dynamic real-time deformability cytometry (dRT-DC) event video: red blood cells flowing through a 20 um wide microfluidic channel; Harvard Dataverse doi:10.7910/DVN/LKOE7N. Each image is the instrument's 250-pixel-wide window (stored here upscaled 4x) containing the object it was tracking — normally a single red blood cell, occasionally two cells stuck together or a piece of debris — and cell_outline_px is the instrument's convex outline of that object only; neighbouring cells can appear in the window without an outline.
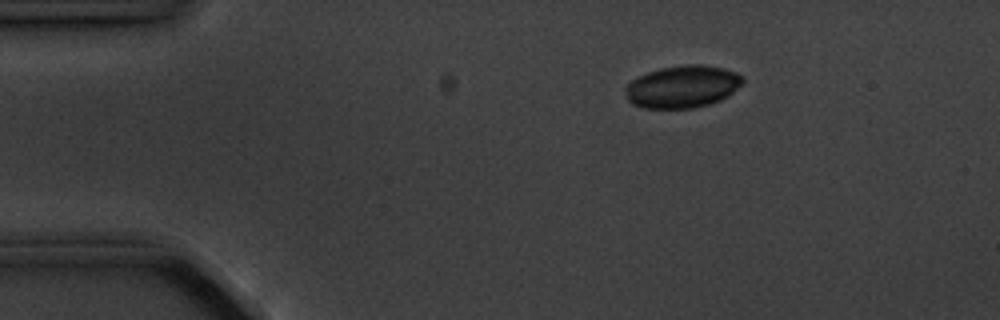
{"species": "common noctule bat (a hibernating species)", "species_latin": "Nyctalus noctula", "temperature_condition": "cold", "stored_images_in_passage": 4, "camera_frame_rate_fps": 3000, "um_per_image_px": 0.085, "animal": {"sex": "male", "body_mass_g": 20.1, "forearm_length_mm": 53.5}, "frame": {"image": 1, "passage_image": 3, "time_ms": 2.333, "image_size_px": [1000, 320], "cell_outline_px": [[744, 80], [728, 96], [720, 100], [708, 104], [692, 108], [644, 108], [632, 104], [628, 100], [624, 92], [624, 88], [636, 76], [660, 68], [688, 64], [700, 64], [724, 68], [736, 72], [744, 76]], "centroid_in_image_um": [57.99, 7.36], "position_along_channel_um": 27.0, "area_um2": 29.02}}